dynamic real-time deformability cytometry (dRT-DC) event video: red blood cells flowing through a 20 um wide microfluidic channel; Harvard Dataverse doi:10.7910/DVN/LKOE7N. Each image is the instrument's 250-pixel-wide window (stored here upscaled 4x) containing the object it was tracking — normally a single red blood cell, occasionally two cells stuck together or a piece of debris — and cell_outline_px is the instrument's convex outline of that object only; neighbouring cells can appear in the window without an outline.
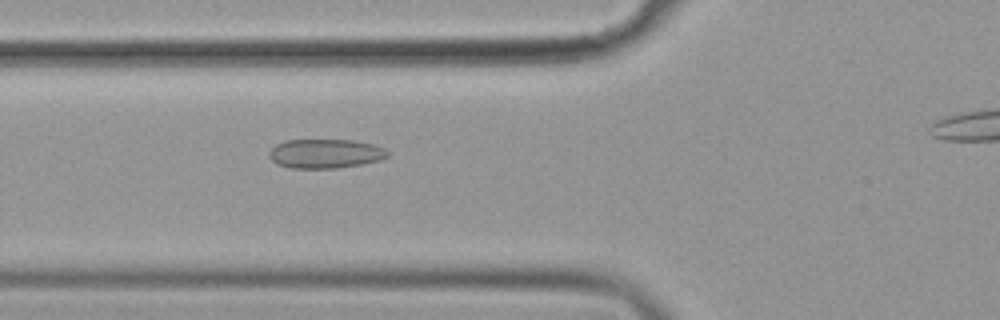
{"species": "common noctule bat (a hibernating species)", "species_latin": "Nyctalus noctula", "temperature_condition": "cold", "stored_images_in_passage": 46, "camera_frame_rate_fps": 3000, "um_per_image_px": 0.085, "animal": {"sex": "female", "body_mass_g": 19.9}, "frame": {"image": 1, "passage_image": 17, "time_ms": 5.333, "image_size_px": [1000, 320], "cell_outline_px": [[392, 152], [388, 156], [380, 160], [364, 164], [336, 168], [292, 168], [276, 164], [268, 156], [268, 152], [276, 144], [284, 140], [352, 140], [372, 144], [384, 148]], "centroid_in_image_um": [27.66, 13.06], "position_along_channel_um": 98.1, "area_um2": 20.35}}
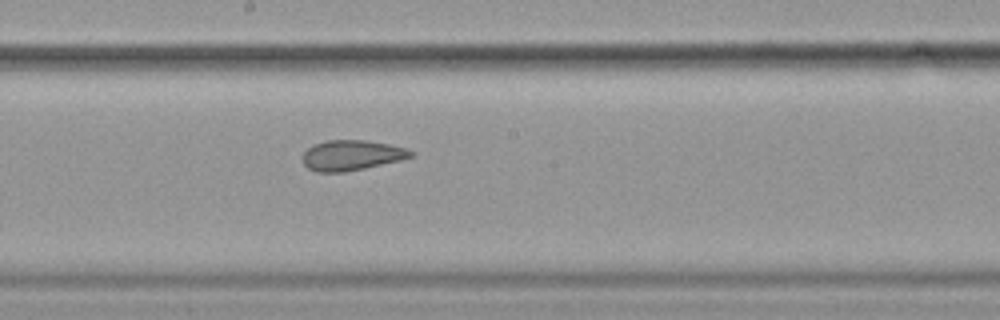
{"frame": {"image": 2, "passage_image": 27, "time_ms": 8.667, "image_size_px": [1000, 320], "cell_outline_px": [[416, 156], [400, 160], [364, 168], [344, 172], [316, 172], [308, 168], [304, 164], [304, 152], [312, 144], [328, 140], [364, 140], [388, 144], [408, 148], [416, 152]], "centroid_in_image_um": [29.93, 13.19], "position_along_channel_um": 218.3, "area_um2": 19.13}}
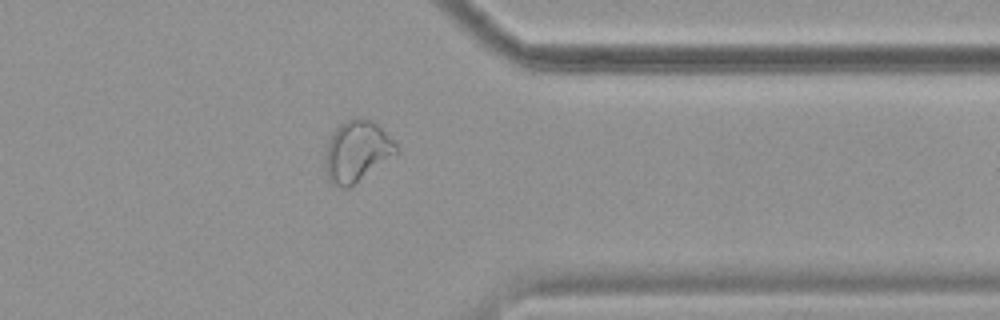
{"frame": {"image": 3, "passage_image": 41, "time_ms": 13.333, "image_size_px": [1000, 320], "cell_outline_px": [[400, 152], [396, 156], [348, 188], [340, 188], [328, 184], [324, 168], [324, 156], [328, 140], [332, 132], [344, 120], [356, 116], [360, 116], [372, 120], [400, 148]], "centroid_in_image_um": [30.31, 12.88], "position_along_channel_um": 381.1, "area_um2": 26.13}}